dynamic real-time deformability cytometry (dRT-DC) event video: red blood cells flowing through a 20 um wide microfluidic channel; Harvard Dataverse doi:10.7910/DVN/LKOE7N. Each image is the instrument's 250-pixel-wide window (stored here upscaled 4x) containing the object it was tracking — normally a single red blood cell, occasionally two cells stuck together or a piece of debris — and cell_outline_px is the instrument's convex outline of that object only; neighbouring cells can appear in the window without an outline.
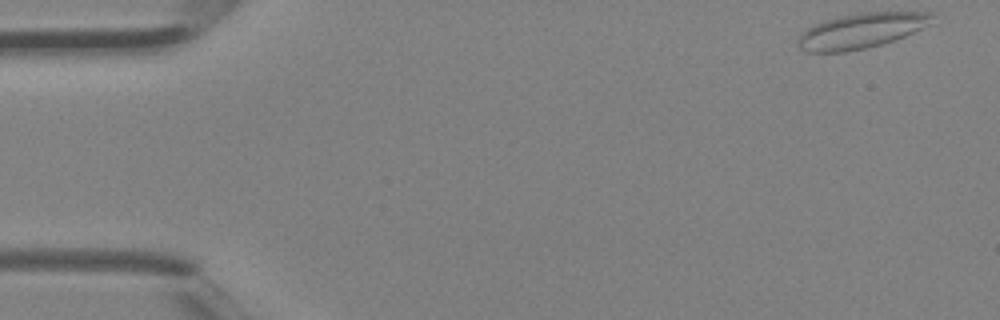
{"species": "Egyptian fruit bat (a non-hibernating species)", "species_latin": "Rousettus aegyptiacus", "temperature_condition": "room temperature", "stored_images_in_passage": 11, "camera_frame_rate_fps": 3000, "um_per_image_px": 0.085, "animal": {"sex": "female"}, "frame": {"image": 1, "passage_image": 1, "time_ms": 0.0, "image_size_px": [1000, 320], "cell_outline_px": [[936, 12], [932, 24], [896, 40], [864, 48], [844, 52], [808, 52], [800, 48], [796, 44], [796, 40], [800, 32], [824, 20], [840, 16], [860, 12]], "centroid_in_image_um": [73.22, 2.6], "position_along_channel_um": 11.8, "area_um2": 27.74}}